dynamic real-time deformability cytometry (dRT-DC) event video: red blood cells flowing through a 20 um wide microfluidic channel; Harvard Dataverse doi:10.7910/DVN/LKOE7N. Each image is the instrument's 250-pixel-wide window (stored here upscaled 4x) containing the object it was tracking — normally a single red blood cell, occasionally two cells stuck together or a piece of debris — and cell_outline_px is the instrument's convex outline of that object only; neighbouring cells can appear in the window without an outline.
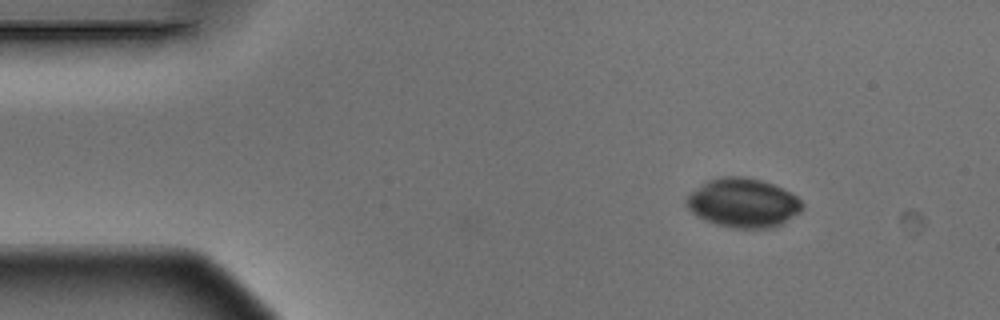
{"species": "Egyptian fruit bat (a non-hibernating species)", "species_latin": "Rousettus aegyptiacus", "temperature_condition": "warm", "stored_images_in_passage": 3, "camera_frame_rate_fps": 3000, "um_per_image_px": 0.085, "animal": {"sex": "male"}, "frame": {"image": 1, "passage_image": 1, "time_ms": 0.0, "image_size_px": [1000, 320], "cell_outline_px": [[804, 208], [800, 212], [780, 224], [772, 228], [732, 228], [716, 224], [704, 220], [696, 216], [688, 208], [688, 196], [700, 184], [708, 180], [724, 176], [744, 176], [760, 180], [784, 188], [796, 196], [804, 204]], "centroid_in_image_um": [63.18, 17.24], "position_along_channel_um": 21.8, "area_um2": 33.06}}